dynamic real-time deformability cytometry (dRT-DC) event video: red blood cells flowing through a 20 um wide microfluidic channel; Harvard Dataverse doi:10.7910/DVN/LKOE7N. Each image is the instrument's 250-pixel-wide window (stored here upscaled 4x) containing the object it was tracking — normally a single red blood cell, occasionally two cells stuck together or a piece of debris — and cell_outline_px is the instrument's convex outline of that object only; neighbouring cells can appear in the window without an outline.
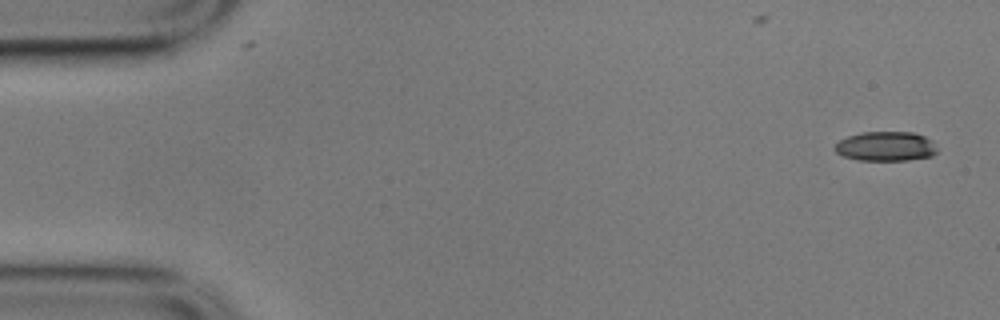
{"species": "common noctule bat (a hibernating species)", "species_latin": "Nyctalus noctula", "temperature_condition": "cold", "stored_images_in_passage": 55, "camera_frame_rate_fps": 3000, "um_per_image_px": 0.085, "animal": {"sex": "male", "body_mass_g": 17.9}, "frame": {"image": 1, "passage_image": 1, "time_ms": 0.0, "image_size_px": [1000, 320], "cell_outline_px": [[936, 152], [932, 156], [908, 160], [860, 160], [844, 156], [836, 152], [832, 148], [840, 140], [848, 136], [860, 132], [912, 132], [924, 136], [932, 140], [936, 148]], "centroid_in_image_um": [75.28, 12.43], "position_along_channel_um": 9.7, "area_um2": 17.57}}
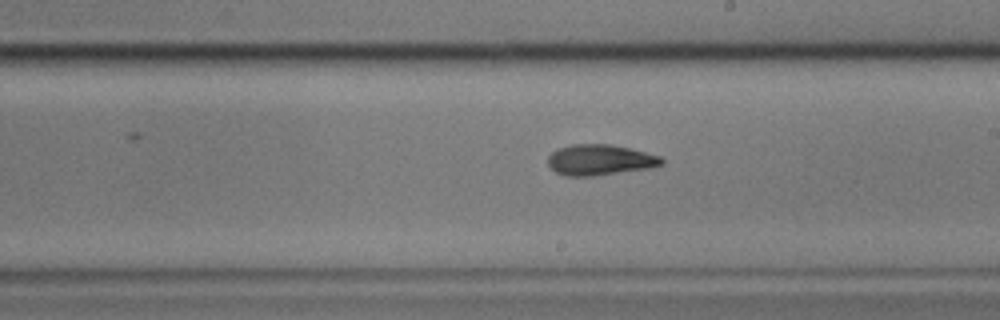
{"frame": {"image": 2, "passage_image": 31, "time_ms": 10.0, "image_size_px": [1000, 320], "cell_outline_px": [[664, 164], [652, 168], [592, 176], [564, 176], [556, 172], [548, 164], [548, 156], [556, 148], [572, 144], [608, 144], [632, 148], [660, 156], [664, 160]], "centroid_in_image_um": [51.01, 13.59], "position_along_channel_um": 238.0, "area_um2": 20.58}}
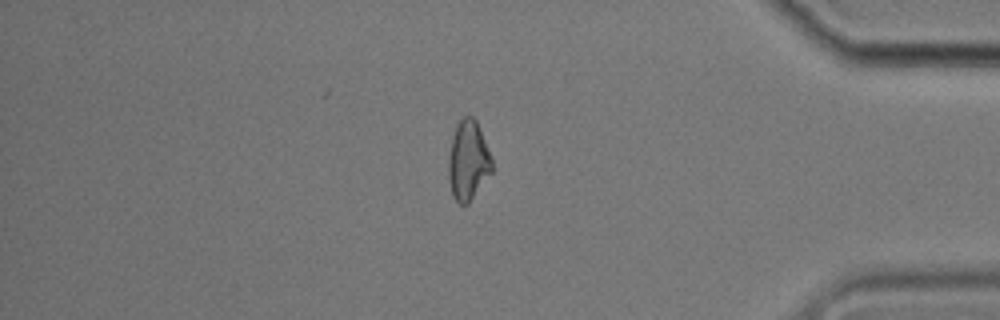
{"frame": {"image": 3, "passage_image": 47, "time_ms": 15.333, "image_size_px": [1000, 320], "cell_outline_px": [[492, 172], [468, 204], [460, 204], [452, 196], [448, 176], [448, 160], [452, 136], [456, 124], [464, 116], [472, 116], [476, 120], [492, 160]], "centroid_in_image_um": [39.77, 13.66], "position_along_channel_um": 395.4, "area_um2": 20.06}, "authors_computed_cell_mechanics": {"area_um2": 19.941, "velocity_mm_per_s": 3.5282, "shape_relaxation_time_tau1_ms": 4.2878, "shape_relaxation_time_tau2_ms": 4.5522, "deformation_change_tau1": 0.1524, "deformation_change_tau2": 0.1161}}